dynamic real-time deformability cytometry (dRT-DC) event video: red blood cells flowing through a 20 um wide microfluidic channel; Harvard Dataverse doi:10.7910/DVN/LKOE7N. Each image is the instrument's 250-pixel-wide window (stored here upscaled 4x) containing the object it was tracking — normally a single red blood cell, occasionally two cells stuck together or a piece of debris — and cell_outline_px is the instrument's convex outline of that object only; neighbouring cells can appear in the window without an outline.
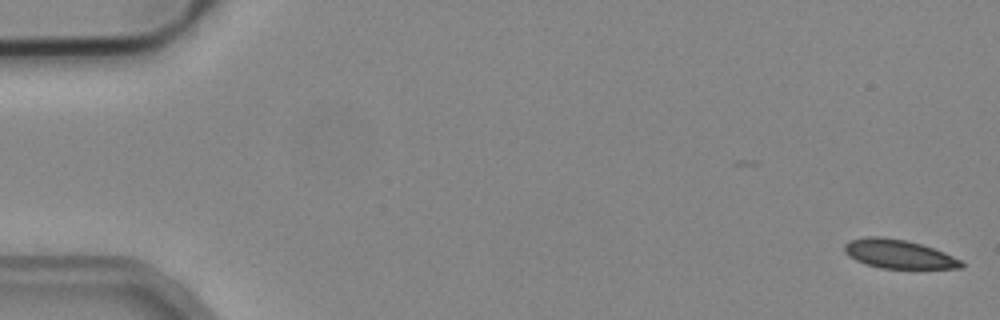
{"species": "common noctule bat (a hibernating species)", "species_latin": "Nyctalus noctula", "temperature_condition": "cold", "stored_images_in_passage": 5, "camera_frame_rate_fps": 3000, "um_per_image_px": 0.085, "animal": {"sex": "male", "body_mass_g": 19.2, "forearm_length_mm": 51.8}, "frame": {"image": 1, "passage_image": 1, "time_ms": 0.0, "image_size_px": [1000, 320], "cell_outline_px": [[964, 268], [880, 268], [864, 264], [848, 256], [844, 252], [844, 244], [848, 240], [868, 236], [880, 236], [904, 240], [920, 244], [944, 252], [960, 260], [964, 264]], "centroid_in_image_um": [76.32, 21.59], "position_along_channel_um": 8.7, "area_um2": 19.54}}
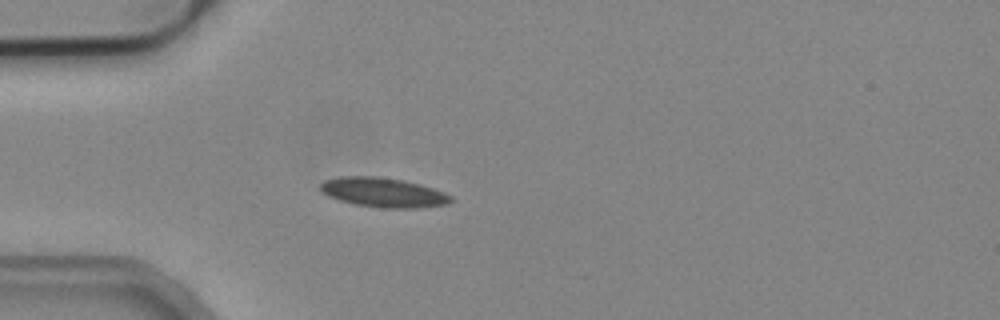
{"frame": {"image": 2, "passage_image": 5, "time_ms": 1.333, "image_size_px": [1000, 320], "cell_outline_px": [[452, 200], [448, 204], [420, 208], [384, 208], [356, 204], [340, 200], [328, 196], [320, 188], [320, 184], [324, 180], [340, 176], [376, 176], [400, 180], [432, 188], [444, 192], [452, 196]], "centroid_in_image_um": [32.58, 16.36], "position_along_channel_um": 52.4, "area_um2": 22.2}}